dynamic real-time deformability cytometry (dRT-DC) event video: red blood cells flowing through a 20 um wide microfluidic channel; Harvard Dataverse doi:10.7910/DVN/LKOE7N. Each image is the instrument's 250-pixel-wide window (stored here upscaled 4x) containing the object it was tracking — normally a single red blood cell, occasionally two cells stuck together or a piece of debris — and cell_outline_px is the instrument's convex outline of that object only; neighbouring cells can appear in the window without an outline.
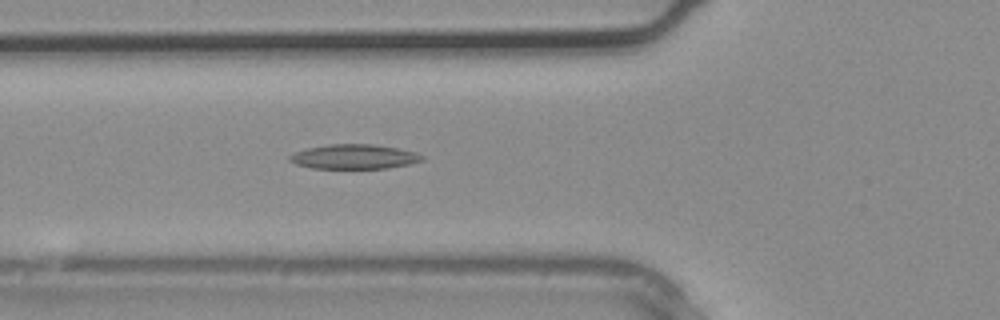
{"species": "common noctule bat (a hibernating species)", "species_latin": "Nyctalus noctula", "temperature_condition": "warm", "stored_images_in_passage": 4, "camera_frame_rate_fps": 3000, "um_per_image_px": 0.085, "animal": {"sex": "male", "body_mass_g": 20.4}, "frame": {"image": 1, "passage_image": 3, "time_ms": 0.667, "image_size_px": [1000, 320], "cell_outline_px": [[424, 160], [408, 164], [388, 168], [312, 168], [296, 164], [288, 160], [288, 156], [296, 152], [308, 148], [328, 144], [372, 144], [400, 148], [416, 152], [424, 156]], "centroid_in_image_um": [30.12, 13.31], "position_along_channel_um": 95.7, "area_um2": 18.96}}